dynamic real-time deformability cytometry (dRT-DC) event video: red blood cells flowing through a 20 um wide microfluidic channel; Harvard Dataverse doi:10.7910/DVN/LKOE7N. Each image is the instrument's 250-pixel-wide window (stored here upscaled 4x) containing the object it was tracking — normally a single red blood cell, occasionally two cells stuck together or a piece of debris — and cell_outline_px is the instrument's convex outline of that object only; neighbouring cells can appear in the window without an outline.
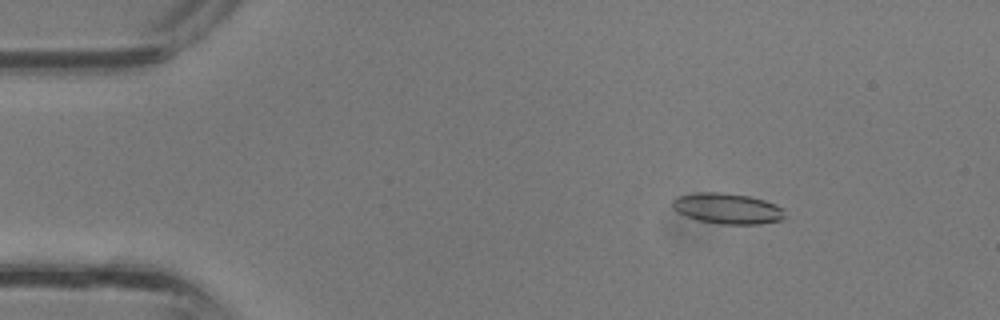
{"species": "common noctule bat (a hibernating species)", "species_latin": "Nyctalus noctula", "temperature_condition": "room temperature", "stored_images_in_passage": 38, "camera_frame_rate_fps": 3000, "um_per_image_px": 0.085, "animal": {"sex": "male", "body_mass_g": 13.3}, "frame": {"image": 1, "passage_image": 6, "time_ms": 1.667, "image_size_px": [1000, 320], "cell_outline_px": [[784, 220], [760, 224], [720, 224], [696, 220], [676, 212], [672, 208], [672, 200], [680, 196], [696, 192], [720, 192], [748, 196], [764, 200], [776, 204], [784, 208]], "centroid_in_image_um": [61.83, 17.73], "position_along_channel_um": 23.2, "area_um2": 20.29}}
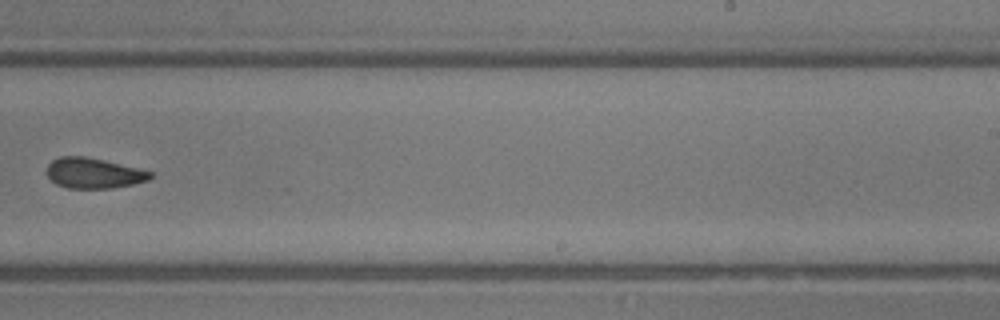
{"frame": {"image": 2, "passage_image": 24, "time_ms": 7.667, "image_size_px": [1000, 320], "cell_outline_px": [[152, 176], [148, 180], [132, 184], [112, 188], [68, 188], [56, 184], [48, 176], [48, 164], [52, 160], [60, 156], [84, 156], [136, 168], [152, 172]], "centroid_in_image_um": [7.93, 14.72], "position_along_channel_um": 281.1, "area_um2": 17.98}}
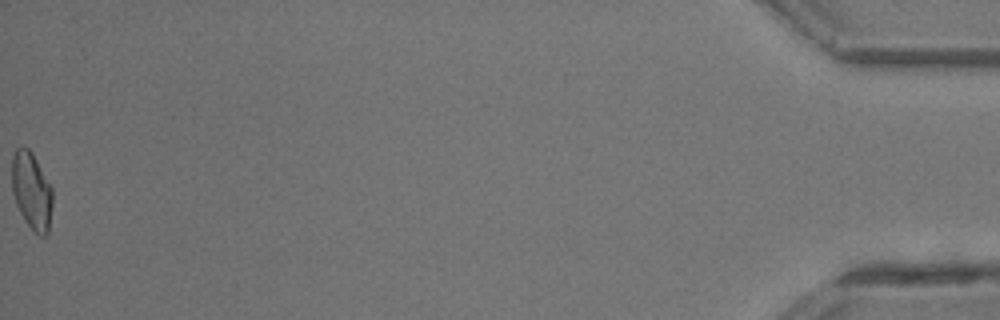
{"frame": {"image": 3, "passage_image": 38, "time_ms": 12.333, "image_size_px": [1000, 320], "cell_outline_px": [[52, 208], [48, 236], [40, 236], [24, 220], [16, 204], [12, 192], [12, 156], [16, 148], [28, 148], [32, 152], [52, 188]], "centroid_in_image_um": [2.69, 16.24], "position_along_channel_um": 432.5, "area_um2": 18.26}}